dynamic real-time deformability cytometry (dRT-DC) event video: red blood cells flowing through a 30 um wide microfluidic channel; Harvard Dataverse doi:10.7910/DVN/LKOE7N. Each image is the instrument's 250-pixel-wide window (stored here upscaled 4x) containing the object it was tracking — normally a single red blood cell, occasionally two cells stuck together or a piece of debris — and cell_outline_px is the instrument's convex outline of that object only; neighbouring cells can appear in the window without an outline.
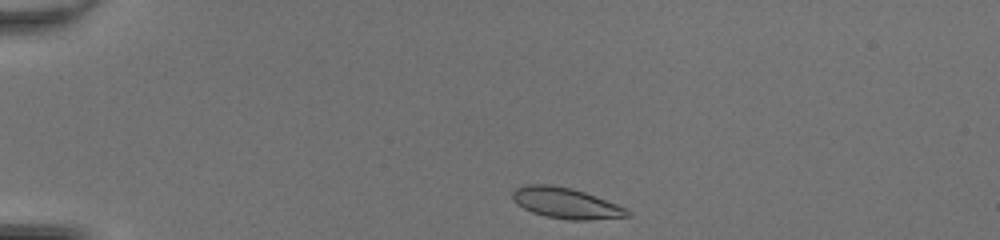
{"species": "common noctule bat (a hibernating species)", "species_latin": "Nyctalus noctula", "temperature_condition": "room temperature", "stored_images_in_passage": 39, "camera_frame_rate_fps": 3000, "um_per_image_px": 0.085, "animal": {"sex": "female", "body_mass_g": 20.0, "forearm_length_mm": 54.0}, "frame": {"image": 1, "passage_image": 1, "time_ms": 0.0, "image_size_px": [1000, 240], "cell_outline_px": [[632, 216], [588, 220], [568, 220], [544, 216], [532, 212], [516, 204], [512, 200], [512, 192], [516, 188], [528, 184], [548, 184], [572, 188], [584, 192], [616, 204], [632, 212]], "centroid_in_image_um": [48.08, 17.27], "position_along_channel_um": 36.9, "area_um2": 20.58}}
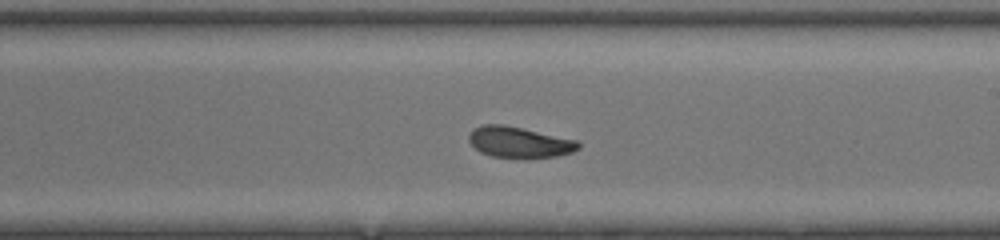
{"frame": {"image": 2, "passage_image": 20, "time_ms": 6.333, "image_size_px": [1000, 240], "cell_outline_px": [[580, 148], [572, 152], [556, 156], [524, 160], [492, 156], [480, 152], [468, 140], [468, 136], [476, 128], [484, 124], [504, 124], [576, 140], [580, 144]], "centroid_in_image_um": [44.15, 12.12], "position_along_channel_um": 244.9, "area_um2": 19.94}}
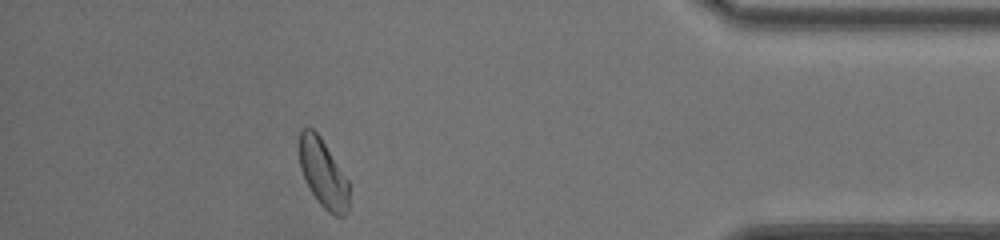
{"frame": {"image": 3, "passage_image": 34, "time_ms": 11.0, "image_size_px": [1000, 240], "cell_outline_px": [[348, 212], [344, 216], [336, 216], [328, 212], [320, 204], [312, 192], [300, 168], [300, 132], [304, 128], [312, 128], [320, 136], [348, 180]], "centroid_in_image_um": [27.48, 14.76], "position_along_channel_um": 407.7, "area_um2": 19.36}, "authors_computed_cell_mechanics": {"area_um2": 20.2878, "velocity_mm_per_s": 4.2912, "shape_relaxation_time_tau1_ms": 4.9981, "shape_relaxation_time_tau2_ms": 1.7292, "deformation_change_tau1": 0.1461, "deformation_change_tau2": 0.0699}}